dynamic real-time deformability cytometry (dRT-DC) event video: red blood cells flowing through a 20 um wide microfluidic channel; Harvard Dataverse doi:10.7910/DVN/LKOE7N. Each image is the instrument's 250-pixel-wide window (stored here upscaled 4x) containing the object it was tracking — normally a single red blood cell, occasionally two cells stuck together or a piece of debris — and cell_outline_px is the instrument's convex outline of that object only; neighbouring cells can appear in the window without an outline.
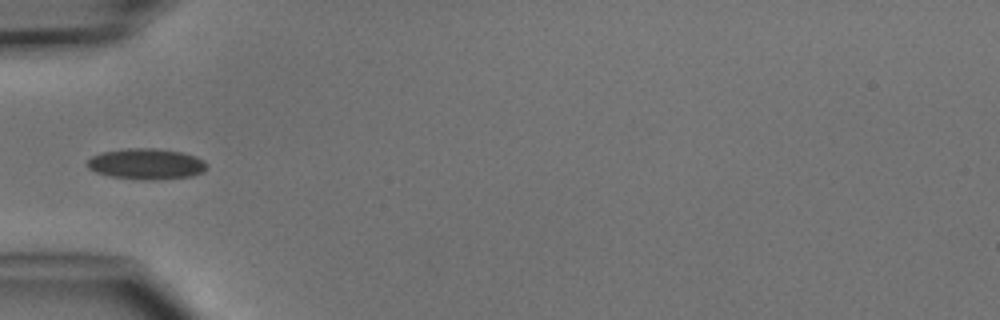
{"species": "common noctule bat (a hibernating species)", "species_latin": "Nyctalus noctula", "temperature_condition": "cold", "stored_images_in_passage": 5, "camera_frame_rate_fps": 3000, "um_per_image_px": 0.085, "animal": {"sex": "male", "body_mass_g": 15.6}, "frame": {"image": 1, "passage_image": 5, "time_ms": 5.333, "image_size_px": [1000, 320], "cell_outline_px": [[208, 168], [204, 172], [192, 176], [156, 180], [144, 180], [112, 176], [96, 172], [88, 168], [84, 164], [92, 156], [100, 152], [124, 148], [152, 148], [180, 152], [196, 156], [204, 160], [208, 164]], "centroid_in_image_um": [12.45, 13.93], "position_along_channel_um": 72.6, "area_um2": 21.73}}